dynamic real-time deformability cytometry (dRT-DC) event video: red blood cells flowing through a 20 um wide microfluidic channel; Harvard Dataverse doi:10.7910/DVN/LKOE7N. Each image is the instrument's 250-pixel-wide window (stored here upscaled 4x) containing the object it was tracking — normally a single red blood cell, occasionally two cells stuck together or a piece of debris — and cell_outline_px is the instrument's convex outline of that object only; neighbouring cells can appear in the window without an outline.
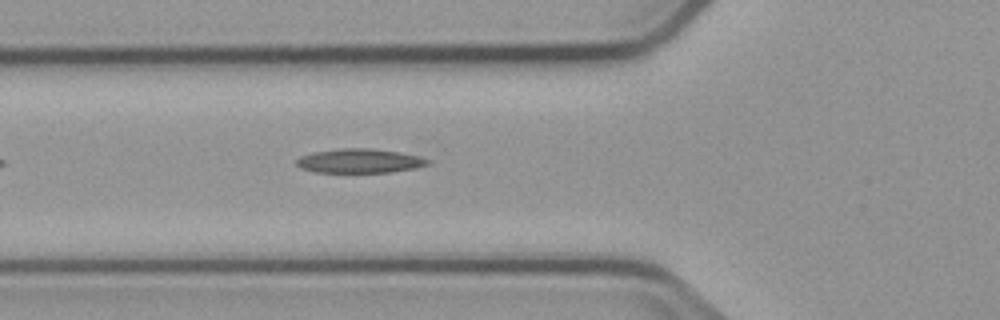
{"species": "common noctule bat (a hibernating species)", "species_latin": "Nyctalus noctula", "temperature_condition": "cold", "stored_images_in_passage": 5, "camera_frame_rate_fps": 3000, "um_per_image_px": 0.085, "animal": {"sex": "male", "body_mass_g": 23.1, "forearm_length_mm": 52.7}, "frame": {"image": 1, "passage_image": 5, "time_ms": 5.0, "image_size_px": [1000, 320], "cell_outline_px": [[432, 164], [416, 168], [392, 172], [316, 172], [300, 168], [296, 164], [296, 160], [300, 156], [312, 152], [340, 148], [372, 148], [400, 152], [420, 156], [432, 160]], "centroid_in_image_um": [30.62, 13.67], "position_along_channel_um": 95.2, "area_um2": 18.79}}